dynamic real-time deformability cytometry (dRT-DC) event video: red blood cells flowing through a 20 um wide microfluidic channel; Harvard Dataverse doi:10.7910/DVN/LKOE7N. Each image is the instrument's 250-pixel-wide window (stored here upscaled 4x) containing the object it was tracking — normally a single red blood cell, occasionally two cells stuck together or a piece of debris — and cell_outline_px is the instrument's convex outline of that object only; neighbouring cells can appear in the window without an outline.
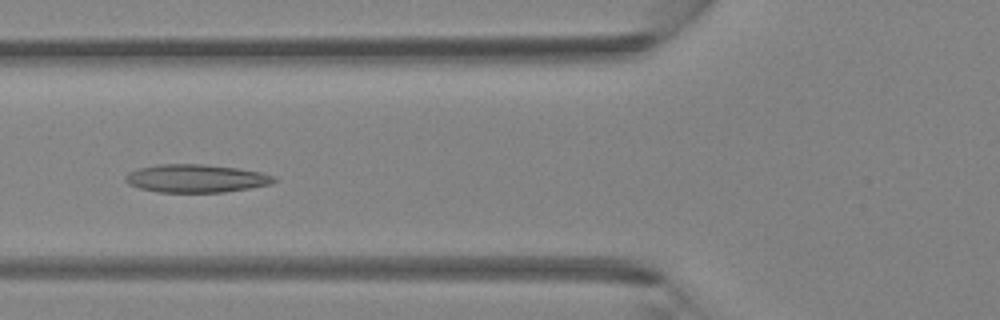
{"species": "Egyptian fruit bat (a non-hibernating species)", "species_latin": "Rousettus aegyptiacus", "temperature_condition": "room temperature", "stored_images_in_passage": 5, "camera_frame_rate_fps": 3000, "um_per_image_px": 0.085, "animal": {"sex": "female"}, "frame": {"image": 1, "passage_image": 5, "time_ms": 1.333, "image_size_px": [1000, 320], "cell_outline_px": [[276, 180], [272, 184], [224, 192], [156, 192], [140, 188], [128, 184], [124, 180], [124, 176], [128, 172], [140, 168], [160, 164], [204, 164], [236, 168], [260, 172], [276, 176]], "centroid_in_image_um": [16.65, 15.16], "position_along_channel_um": 109.2, "area_um2": 24.28}}